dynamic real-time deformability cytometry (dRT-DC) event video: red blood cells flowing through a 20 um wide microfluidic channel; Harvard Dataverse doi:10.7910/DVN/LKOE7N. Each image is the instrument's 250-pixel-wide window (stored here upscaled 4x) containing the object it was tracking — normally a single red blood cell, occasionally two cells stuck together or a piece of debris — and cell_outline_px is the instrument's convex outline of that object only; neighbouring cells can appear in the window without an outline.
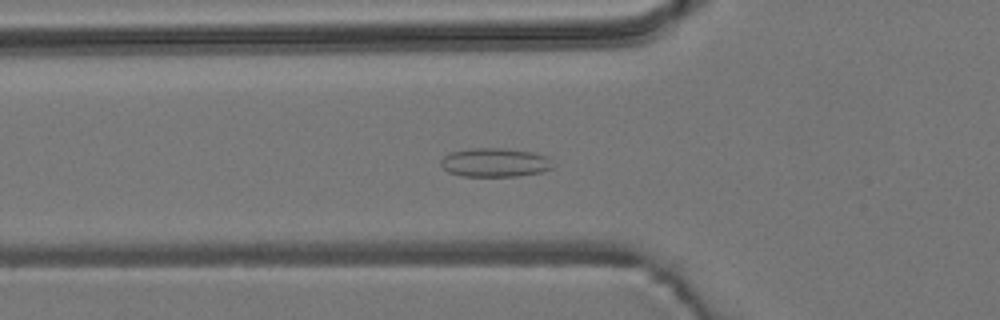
{"species": "common noctule bat (a hibernating species)", "species_latin": "Nyctalus noctula", "temperature_condition": "room temperature", "stored_images_in_passage": 39, "camera_frame_rate_fps": 3000, "um_per_image_px": 0.085, "animal": {"sex": "male", "body_mass_g": 19.2, "forearm_length_mm": 51.8}, "frame": {"image": 1, "passage_image": 4, "time_ms": 1.0, "image_size_px": [1000, 320], "cell_outline_px": [[552, 168], [544, 172], [516, 176], [460, 176], [448, 172], [440, 164], [440, 160], [448, 152], [468, 148], [500, 148], [532, 152], [544, 156], [548, 160]], "centroid_in_image_um": [41.98, 13.81], "position_along_channel_um": 83.8, "area_um2": 18.79}}
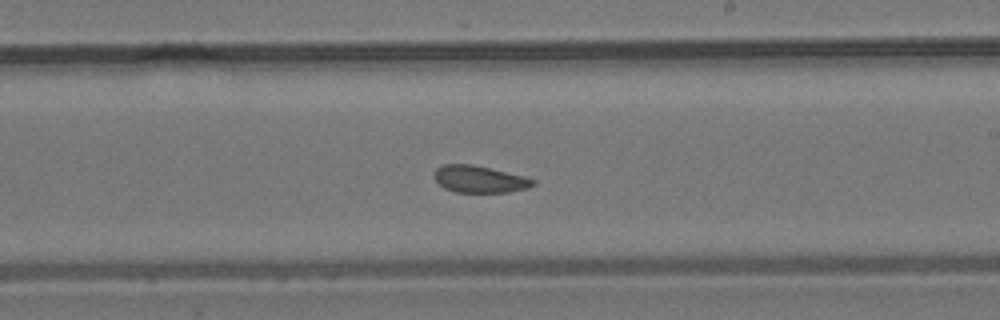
{"frame": {"image": 2, "passage_image": 17, "time_ms": 5.333, "image_size_px": [1000, 320], "cell_outline_px": [[536, 184], [528, 188], [508, 192], [456, 192], [444, 188], [432, 176], [436, 168], [444, 164], [472, 164], [524, 176], [536, 180]], "centroid_in_image_um": [40.75, 15.23], "position_along_channel_um": 248.2, "area_um2": 15.55}}
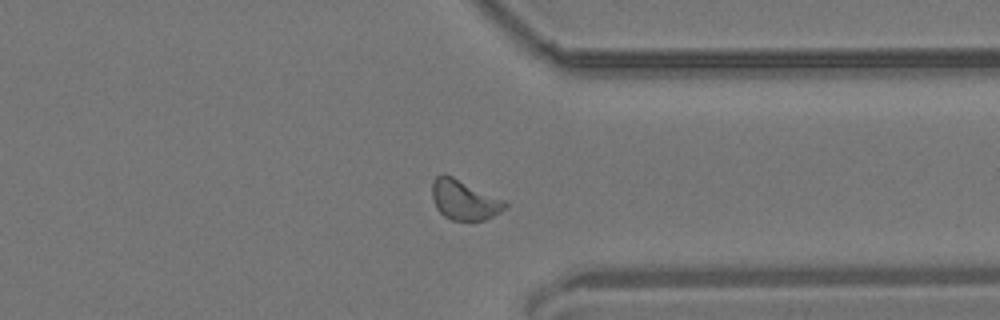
{"frame": {"image": 3, "passage_image": 27, "time_ms": 8.667, "image_size_px": [1000, 320], "cell_outline_px": [[508, 204], [500, 212], [484, 220], [452, 220], [444, 216], [436, 208], [432, 196], [432, 180], [440, 172], [444, 172], [504, 200]], "centroid_in_image_um": [39.41, 16.96], "position_along_channel_um": 372.0, "area_um2": 16.94}, "authors_computed_cell_mechanics": {"area_um2": 16.1262, "velocity_mm_per_s": 3.7887, "shape_relaxation_time_tau1_ms": null, "shape_relaxation_time_tau2_ms": 2.6232, "deformation_change_tau1": null, "deformation_change_tau2": 0.0709}}